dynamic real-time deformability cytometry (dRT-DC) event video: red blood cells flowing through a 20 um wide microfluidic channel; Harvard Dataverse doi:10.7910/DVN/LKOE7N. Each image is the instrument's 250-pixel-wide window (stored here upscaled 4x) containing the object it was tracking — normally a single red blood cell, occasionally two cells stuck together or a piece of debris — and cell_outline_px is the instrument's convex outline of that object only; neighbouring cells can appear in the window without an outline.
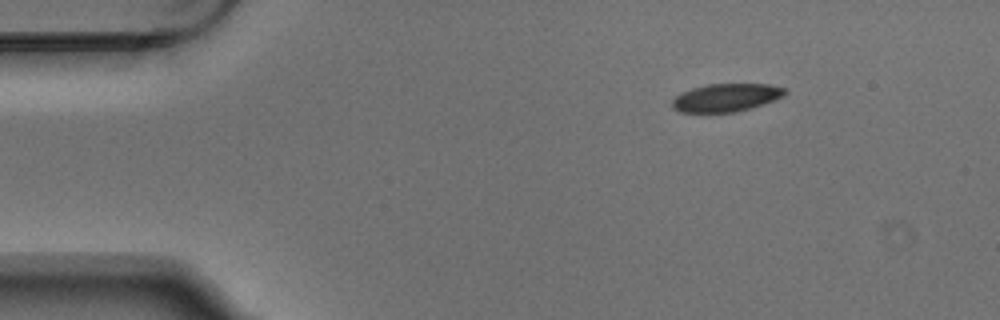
{"species": "Egyptian fruit bat (a non-hibernating species)", "species_latin": "Rousettus aegyptiacus", "temperature_condition": "warm", "stored_images_in_passage": 5, "camera_frame_rate_fps": 3000, "um_per_image_px": 0.085, "animal": {"sex": "male"}, "frame": {"image": 1, "passage_image": 5, "time_ms": 1.333, "image_size_px": [1000, 320], "cell_outline_px": [[788, 92], [784, 96], [776, 100], [736, 112], [708, 116], [680, 112], [672, 108], [672, 100], [676, 96], [692, 88], [708, 84], [768, 84], [788, 88]], "centroid_in_image_um": [61.7, 8.35], "position_along_channel_um": 23.3, "area_um2": 19.25}}